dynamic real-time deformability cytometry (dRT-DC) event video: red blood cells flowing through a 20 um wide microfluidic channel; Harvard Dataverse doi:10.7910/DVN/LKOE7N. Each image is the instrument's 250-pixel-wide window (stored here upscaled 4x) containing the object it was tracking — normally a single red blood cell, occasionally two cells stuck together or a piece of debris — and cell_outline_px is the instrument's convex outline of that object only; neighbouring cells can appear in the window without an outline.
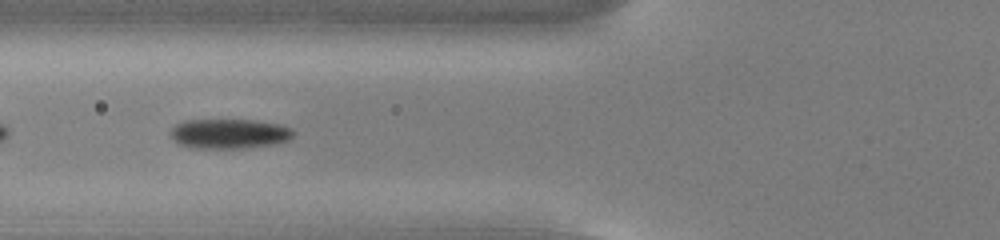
{"species": "common noctule bat (a hibernating species)", "species_latin": "Nyctalus noctula", "temperature_condition": "cold", "stored_images_in_passage": 25, "camera_frame_rate_fps": 3000, "um_per_image_px": 0.085, "animal": {"sex": "male", "body_mass_g": 13.0, "forearm_length_mm": 53.1}, "frame": {"image": 1, "passage_image": 22, "time_ms": 7.0, "image_size_px": [1000, 240], "cell_outline_px": [[292, 136], [288, 140], [268, 144], [240, 148], [188, 148], [180, 144], [172, 136], [172, 128], [176, 124], [184, 120], [256, 120], [280, 124], [292, 128]], "centroid_in_image_um": [19.47, 11.35], "position_along_channel_um": 106.3, "area_um2": 20.98}}